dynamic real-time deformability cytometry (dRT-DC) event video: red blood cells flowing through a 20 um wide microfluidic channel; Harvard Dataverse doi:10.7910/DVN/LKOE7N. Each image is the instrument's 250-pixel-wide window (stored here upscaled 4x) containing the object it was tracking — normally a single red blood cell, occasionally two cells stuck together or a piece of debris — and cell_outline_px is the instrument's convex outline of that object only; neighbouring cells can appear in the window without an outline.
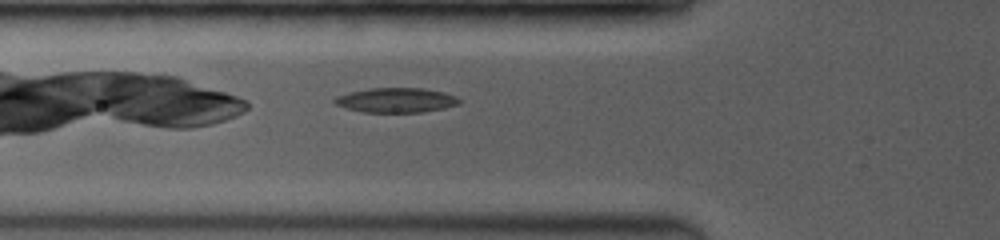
{"species": "common noctule bat (a hibernating species)", "species_latin": "Nyctalus noctula", "temperature_condition": "room temperature", "stored_images_in_passage": 4, "camera_frame_rate_fps": 3500, "um_per_image_px": 0.085, "animal": {"sex": "female", "body_mass_g": 19.0, "forearm_length_mm": 53.3}, "frame": {"image": 1, "passage_image": 2, "time_ms": 0.571, "image_size_px": [1000, 240], "cell_outline_px": [[460, 104], [444, 108], [424, 112], [364, 112], [348, 108], [336, 104], [332, 100], [336, 96], [368, 88], [424, 88], [444, 92], [456, 96], [460, 100]], "centroid_in_image_um": [33.71, 8.51], "position_along_channel_um": 92.1, "area_um2": 17.86}}
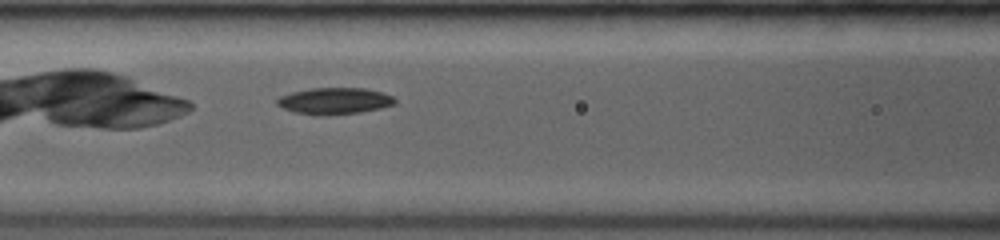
{"frame": {"image": 2, "passage_image": 4, "time_ms": 1.714, "image_size_px": [1000, 240], "cell_outline_px": [[396, 104], [380, 108], [360, 112], [328, 116], [316, 116], [296, 112], [284, 108], [276, 104], [276, 100], [280, 96], [292, 92], [312, 88], [364, 88], [380, 92], [392, 96], [396, 100]], "centroid_in_image_um": [28.42, 8.59], "position_along_channel_um": 138.2, "area_um2": 18.26}}